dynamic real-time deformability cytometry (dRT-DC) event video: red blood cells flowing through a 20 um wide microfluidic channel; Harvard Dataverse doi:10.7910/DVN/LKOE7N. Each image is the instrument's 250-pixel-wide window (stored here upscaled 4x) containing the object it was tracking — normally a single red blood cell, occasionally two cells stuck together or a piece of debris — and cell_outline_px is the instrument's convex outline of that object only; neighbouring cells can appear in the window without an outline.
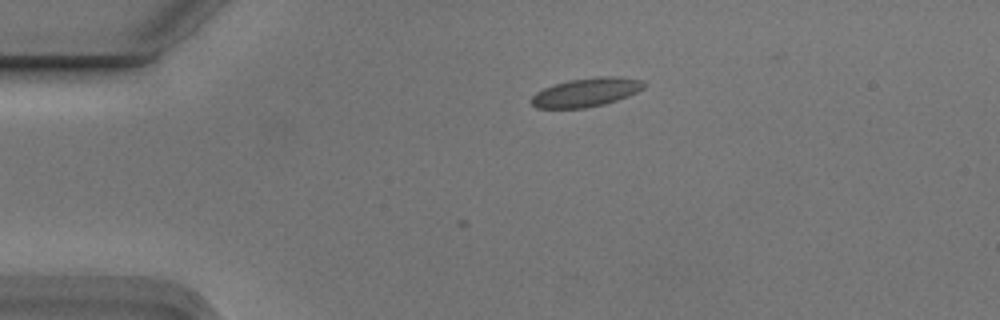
{"species": "Egyptian fruit bat (a non-hibernating species)", "species_latin": "Rousettus aegyptiacus", "temperature_condition": "cold", "stored_images_in_passage": 4, "camera_frame_rate_fps": 3000, "um_per_image_px": 0.085, "animal": {"sex": "male"}, "frame": {"image": 1, "passage_image": 2, "time_ms": 0.333, "image_size_px": [1000, 320], "cell_outline_px": [[648, 84], [644, 88], [628, 96], [604, 104], [584, 108], [536, 108], [532, 104], [532, 96], [536, 92], [552, 84], [568, 80], [596, 76], [620, 76], [644, 80]], "centroid_in_image_um": [49.86, 7.82], "position_along_channel_um": 35.1, "area_um2": 19.07}}
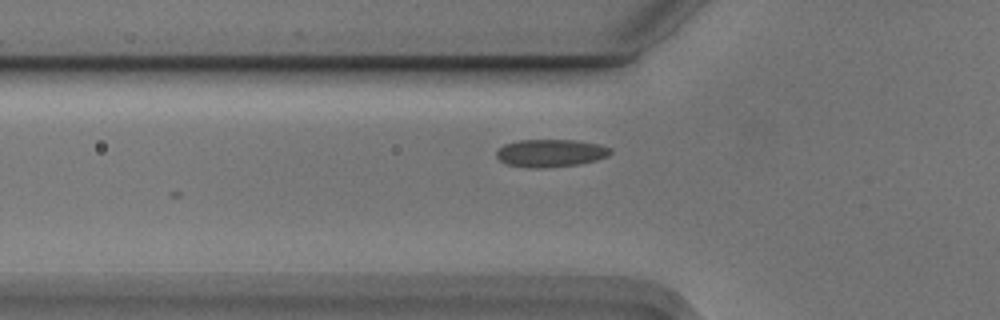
{"frame": {"image": 2, "passage_image": 4, "time_ms": 1.0, "image_size_px": [1000, 320], "cell_outline_px": [[612, 152], [608, 156], [596, 160], [580, 164], [540, 168], [532, 168], [508, 164], [500, 160], [496, 156], [496, 152], [504, 144], [520, 140], [576, 140], [600, 144], [612, 148]], "centroid_in_image_um": [46.84, 13.0], "position_along_channel_um": 79.0, "area_um2": 18.38}}